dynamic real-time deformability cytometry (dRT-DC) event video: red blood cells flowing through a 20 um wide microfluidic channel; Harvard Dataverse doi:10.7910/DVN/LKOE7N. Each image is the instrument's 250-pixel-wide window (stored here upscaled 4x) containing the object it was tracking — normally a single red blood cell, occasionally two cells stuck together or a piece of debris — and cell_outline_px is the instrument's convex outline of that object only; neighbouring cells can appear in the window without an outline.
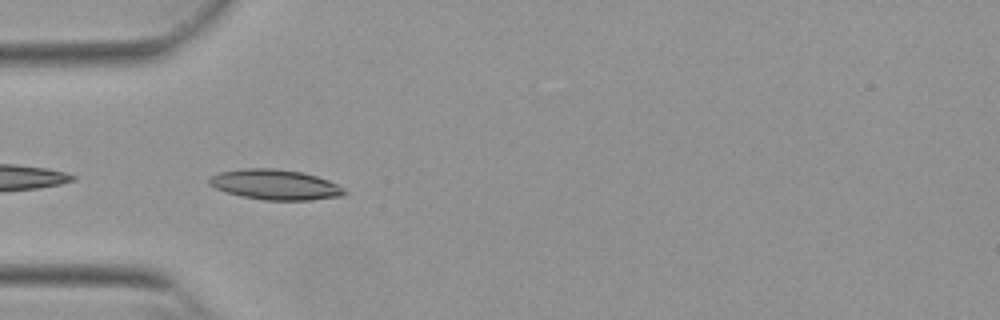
{"species": "Egyptian fruit bat (a non-hibernating species)", "species_latin": "Rousettus aegyptiacus", "temperature_condition": "warm", "stored_images_in_passage": 9, "camera_frame_rate_fps": 3000, "um_per_image_px": 0.085, "animal": {"sex": "female"}, "frame": {"image": 1, "passage_image": 2, "time_ms": 0.333, "image_size_px": [1000, 320], "cell_outline_px": [[348, 192], [340, 196], [312, 200], [264, 200], [240, 196], [224, 192], [208, 184], [208, 180], [212, 176], [220, 172], [244, 168], [276, 168], [304, 172], [328, 180], [344, 188]], "centroid_in_image_um": [23.38, 15.69], "position_along_channel_um": 61.6, "area_um2": 23.93}}
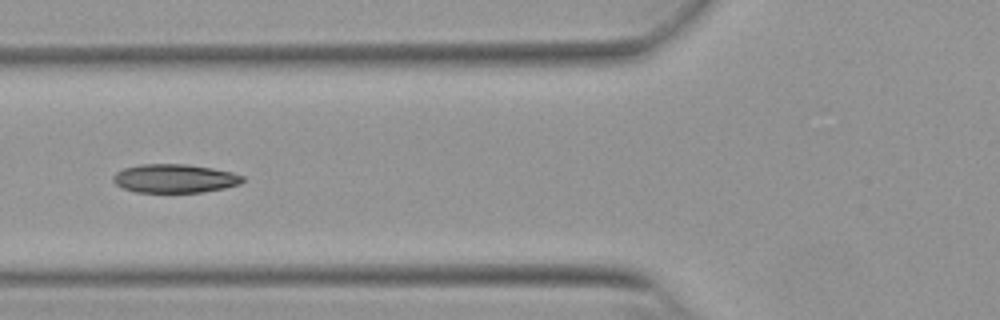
{"frame": {"image": 2, "passage_image": 6, "time_ms": 1.667, "image_size_px": [1000, 320], "cell_outline_px": [[244, 180], [240, 184], [224, 188], [200, 192], [136, 192], [124, 188], [116, 184], [112, 180], [112, 176], [116, 172], [124, 168], [140, 164], [188, 164], [212, 168], [232, 172], [244, 176]], "centroid_in_image_um": [14.84, 15.16], "position_along_channel_um": 111.0, "area_um2": 21.62}}